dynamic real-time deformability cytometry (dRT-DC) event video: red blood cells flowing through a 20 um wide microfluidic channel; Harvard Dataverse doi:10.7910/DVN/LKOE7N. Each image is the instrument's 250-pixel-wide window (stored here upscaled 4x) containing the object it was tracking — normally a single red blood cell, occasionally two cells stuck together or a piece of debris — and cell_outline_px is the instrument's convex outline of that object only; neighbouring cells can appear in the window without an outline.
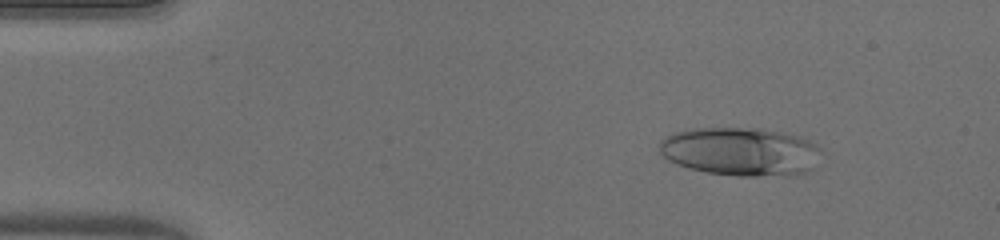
{"species": "human", "species_latin": "Homo sapiens", "temperature_condition": "warm", "stored_images_in_passage": 50, "camera_frame_rate_fps": 3000, "um_per_image_px": 0.085, "donor": {"sex": "male"}, "frame": {"image": 1, "passage_image": 7, "time_ms": 2.0, "image_size_px": [1000, 240], "cell_outline_px": [[820, 148], [812, 168], [808, 172], [756, 176], [740, 176], [708, 172], [688, 168], [676, 164], [668, 160], [660, 152], [660, 140], [664, 136], [676, 132], [692, 128], [760, 128], [796, 136], [808, 140], [816, 144]], "centroid_in_image_um": [62.87, 12.87], "position_along_channel_um": 22.1, "area_um2": 45.08}}
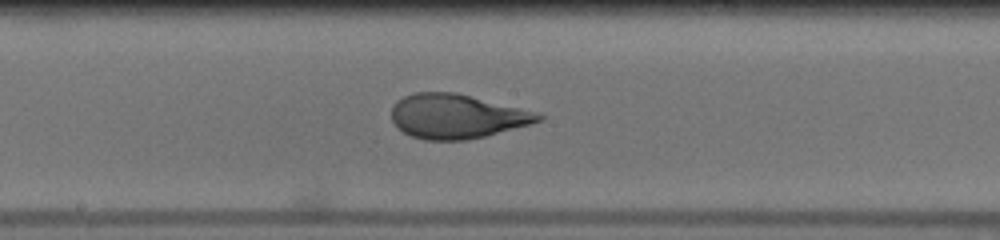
{"frame": {"image": 2, "passage_image": 27, "time_ms": 8.667, "image_size_px": [1000, 240], "cell_outline_px": [[544, 116], [540, 120], [528, 124], [484, 136], [464, 140], [424, 140], [412, 136], [404, 132], [392, 120], [392, 104], [396, 100], [412, 92], [456, 92], [532, 112]], "centroid_in_image_um": [38.71, 9.88], "position_along_channel_um": 209.5, "area_um2": 37.17}}
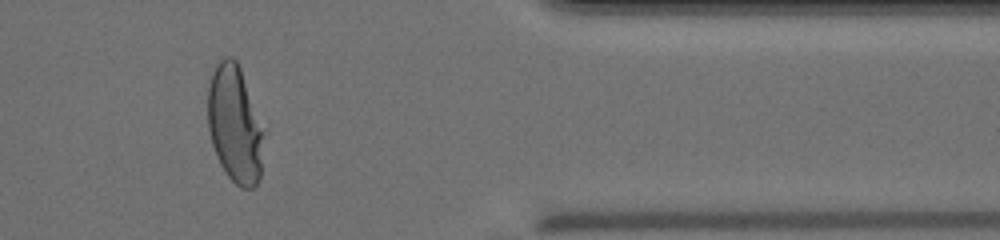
{"frame": {"image": 3, "passage_image": 42, "time_ms": 13.667, "image_size_px": [1000, 240], "cell_outline_px": [[268, 128], [260, 180], [252, 188], [240, 188], [228, 176], [220, 164], [216, 156], [212, 144], [208, 128], [208, 84], [212, 72], [216, 64], [224, 56], [232, 56], [236, 60], [240, 68]], "centroid_in_image_um": [20.04, 10.56], "position_along_channel_um": 391.4, "area_um2": 40.06}, "authors_computed_cell_mechanics": {"area_um2": 40.0843, "velocity_mm_per_s": 4.0893, "shape_relaxation_time_tau1_ms": 6.3902, "shape_relaxation_time_tau2_ms": null, "deformation_change_tau1": 0.2854, "deformation_change_tau2": null}}